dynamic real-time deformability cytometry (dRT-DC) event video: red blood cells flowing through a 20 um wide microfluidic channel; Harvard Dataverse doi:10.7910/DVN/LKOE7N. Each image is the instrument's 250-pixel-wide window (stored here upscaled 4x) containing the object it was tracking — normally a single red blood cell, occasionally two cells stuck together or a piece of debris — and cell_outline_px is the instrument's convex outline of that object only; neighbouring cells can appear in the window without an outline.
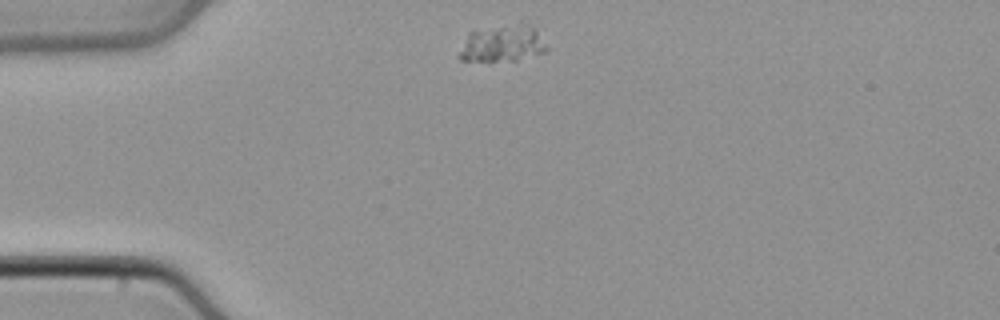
{"species": "common noctule bat (a hibernating species)", "species_latin": "Nyctalus noctula", "temperature_condition": "cold", "stored_images_in_passage": 39, "camera_frame_rate_fps": 3000, "um_per_image_px": 0.085, "animal": {"sex": "male", "body_mass_g": 21.5, "forearm_length_mm": 52.0}, "frame": {"image": 1, "passage_image": 1, "time_ms": 0.0, "image_size_px": [1000, 320], "cell_outline_px": [[548, 52], [516, 60], [460, 60], [460, 52], [468, 32], [520, 20], [524, 20], [536, 32], [548, 48]], "centroid_in_image_um": [42.75, 3.65], "position_along_channel_um": 42.2, "area_um2": 18.73}}
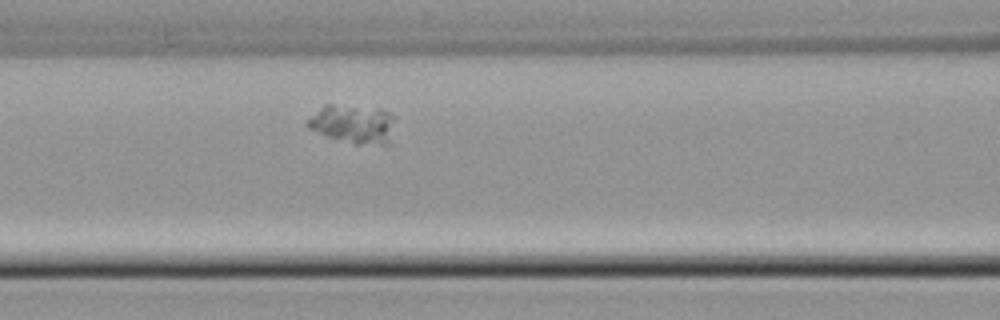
{"frame": {"image": 2, "passage_image": 10, "time_ms": 3.0, "image_size_px": [1000, 320], "cell_outline_px": [[396, 116], [388, 144], [356, 144], [328, 136], [308, 128], [304, 124], [304, 120], [324, 104], [332, 104], [380, 108]], "centroid_in_image_um": [29.98, 10.51], "position_along_channel_um": 136.6, "area_um2": 19.94}}
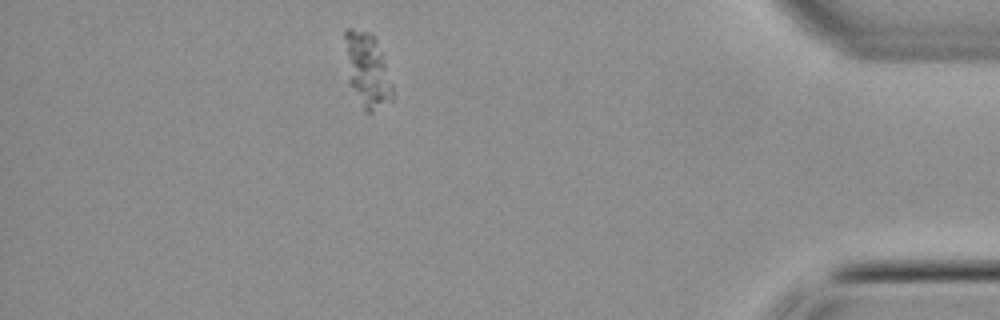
{"frame": {"image": 3, "passage_image": 33, "time_ms": 10.667, "image_size_px": [1000, 320], "cell_outline_px": [[392, 100], [372, 112], [364, 112], [348, 84], [344, 36], [344, 32], [348, 28], [352, 28], [364, 32], [372, 36], [376, 40], [392, 84]], "centroid_in_image_um": [31.17, 6.01], "position_along_channel_um": 404.0, "area_um2": 20.35}}